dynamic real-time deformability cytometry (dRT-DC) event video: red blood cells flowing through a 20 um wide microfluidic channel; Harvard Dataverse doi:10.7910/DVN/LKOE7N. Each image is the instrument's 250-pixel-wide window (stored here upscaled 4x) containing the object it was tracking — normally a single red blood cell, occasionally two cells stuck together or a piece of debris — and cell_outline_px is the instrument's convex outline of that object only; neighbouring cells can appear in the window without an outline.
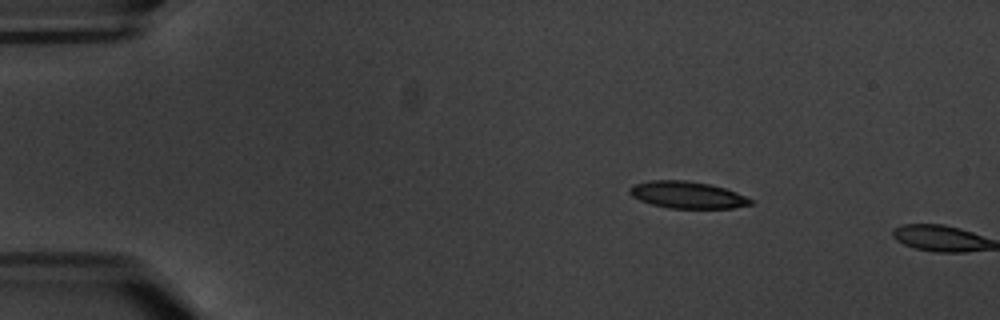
{"species": "common noctule bat (a hibernating species)", "species_latin": "Nyctalus noctula", "temperature_condition": "warm", "stored_images_in_passage": 3, "camera_frame_rate_fps": 3000, "um_per_image_px": 0.085, "animal": {"sex": "male", "body_mass_g": 20.1, "forearm_length_mm": 53.5}, "frame": {"image": 1, "passage_image": 2, "time_ms": 1.333, "image_size_px": [1000, 320], "cell_outline_px": [[756, 204], [732, 208], [668, 208], [652, 204], [640, 200], [632, 196], [628, 192], [628, 188], [636, 184], [652, 180], [684, 180], [712, 184], [736, 192], [756, 200]], "centroid_in_image_um": [58.49, 16.57], "position_along_channel_um": 26.5, "area_um2": 19.13}}